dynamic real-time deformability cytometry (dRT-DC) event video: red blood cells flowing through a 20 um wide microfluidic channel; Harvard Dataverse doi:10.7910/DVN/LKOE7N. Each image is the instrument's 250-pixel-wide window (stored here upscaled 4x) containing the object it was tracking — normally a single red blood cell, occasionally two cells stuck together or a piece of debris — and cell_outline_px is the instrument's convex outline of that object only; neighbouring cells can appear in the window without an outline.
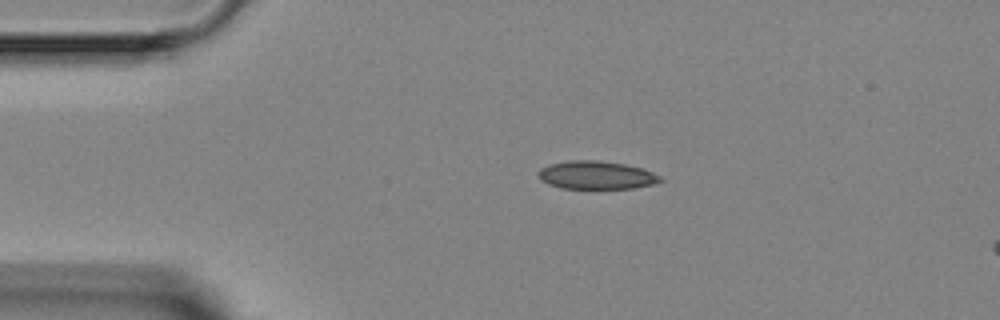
{"species": "Egyptian fruit bat (a non-hibernating species)", "species_latin": "Rousettus aegyptiacus", "temperature_condition": "room temperature", "stored_images_in_passage": 3, "segment_of_instrument_passage": [1, 2], "camera_frame_rate_fps": 3000, "um_per_image_px": 0.085, "animal": {"sex": "female"}, "frame": {"image": 1, "passage_image": 1, "time_ms": 0.0, "image_size_px": [1000, 320], "cell_outline_px": [[664, 180], [652, 184], [632, 188], [560, 188], [548, 184], [540, 180], [536, 172], [540, 168], [548, 164], [568, 160], [600, 160], [624, 164], [640, 168], [652, 172], [660, 176]], "centroid_in_image_um": [50.62, 14.87], "position_along_channel_um": 34.4, "area_um2": 20.06}}